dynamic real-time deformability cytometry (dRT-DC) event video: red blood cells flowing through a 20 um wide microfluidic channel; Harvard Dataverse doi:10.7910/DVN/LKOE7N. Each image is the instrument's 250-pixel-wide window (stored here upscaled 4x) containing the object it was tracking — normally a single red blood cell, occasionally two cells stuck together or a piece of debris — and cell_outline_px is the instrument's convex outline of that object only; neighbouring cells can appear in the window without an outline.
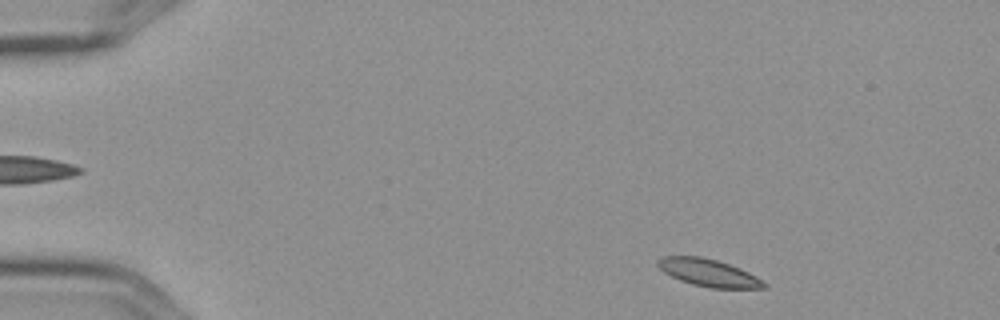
{"species": "Egyptian fruit bat (a non-hibernating species)", "species_latin": "Rousettus aegyptiacus", "temperature_condition": "cold", "stored_images_in_passage": 4, "camera_frame_rate_fps": 3000, "um_per_image_px": 0.085, "frame": {"image": 1, "passage_image": 4, "time_ms": 1.0, "image_size_px": [1000, 320], "cell_outline_px": [[768, 284], [764, 288], [708, 288], [692, 284], [680, 280], [664, 272], [656, 264], [656, 260], [664, 256], [700, 256], [716, 260], [740, 268], [756, 276]], "centroid_in_image_um": [60.22, 23.18], "position_along_channel_um": 24.8, "area_um2": 16.88}}